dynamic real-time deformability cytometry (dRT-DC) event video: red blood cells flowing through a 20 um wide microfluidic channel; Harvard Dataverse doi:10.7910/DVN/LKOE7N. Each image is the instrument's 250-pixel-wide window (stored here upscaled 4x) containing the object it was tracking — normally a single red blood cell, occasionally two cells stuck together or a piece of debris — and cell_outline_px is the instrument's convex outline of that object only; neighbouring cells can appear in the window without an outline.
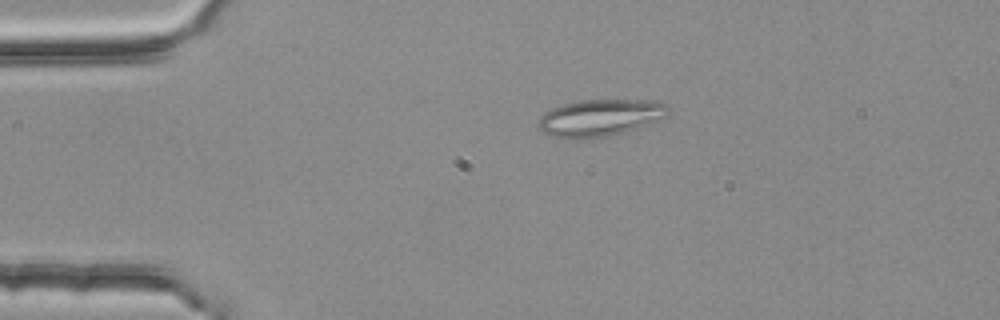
{"species": "common noctule bat (a hibernating species)", "species_latin": "Nyctalus noctula", "temperature_condition": "room temperature", "stored_images_in_passage": 3, "camera_frame_rate_fps": 3000, "um_per_image_px": 0.085, "animal": {"sex": "female", "body_mass_g": 25.1}, "frame": {"image": 1, "passage_image": 2, "time_ms": 0.333, "image_size_px": [1000, 320], "cell_outline_px": [[672, 108], [668, 116], [608, 136], [580, 140], [572, 140], [552, 136], [544, 132], [540, 128], [540, 116], [544, 112], [560, 104], [580, 100], [640, 100], [664, 104]], "centroid_in_image_um": [50.94, 10.01], "position_along_channel_um": 34.1, "area_um2": 27.63}}